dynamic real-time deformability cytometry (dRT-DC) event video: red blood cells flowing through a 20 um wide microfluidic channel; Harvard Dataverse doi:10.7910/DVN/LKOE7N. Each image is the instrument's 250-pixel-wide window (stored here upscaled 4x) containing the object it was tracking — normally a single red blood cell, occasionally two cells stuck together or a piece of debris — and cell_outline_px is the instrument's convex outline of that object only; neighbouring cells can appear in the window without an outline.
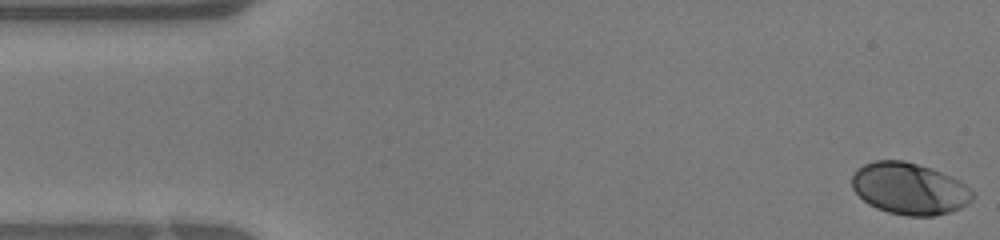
{"species": "human", "species_latin": "Homo sapiens", "temperature_condition": "warm", "stored_images_in_passage": 39, "camera_frame_rate_fps": 3000, "um_per_image_px": 0.085, "donor": {"sex": "female"}, "frame": {"image": 1, "passage_image": 1, "time_ms": 0.0, "image_size_px": [1000, 240], "cell_outline_px": [[972, 200], [960, 208], [948, 212], [932, 216], [908, 216], [888, 212], [876, 208], [868, 204], [852, 188], [852, 176], [856, 168], [864, 164], [876, 160], [904, 160], [932, 168], [964, 184], [972, 192]], "centroid_in_image_um": [77.25, 16.03], "position_along_channel_um": 7.8, "area_um2": 36.07}}
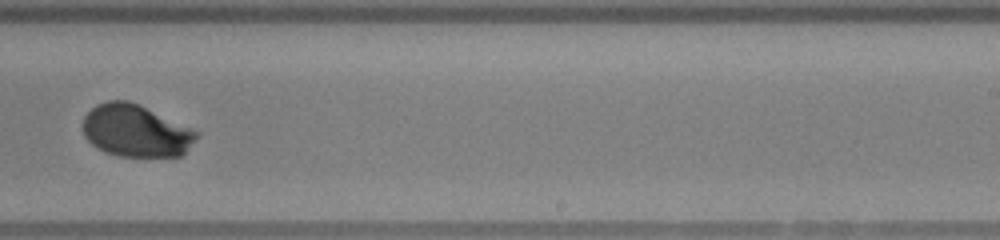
{"frame": {"image": 2, "passage_image": 24, "time_ms": 7.667, "image_size_px": [1000, 240], "cell_outline_px": [[200, 136], [180, 156], [116, 156], [104, 152], [92, 144], [84, 136], [84, 116], [96, 104], [108, 100], [128, 100], [200, 132]], "centroid_in_image_um": [11.53, 11.12], "position_along_channel_um": 277.5, "area_um2": 34.33}}
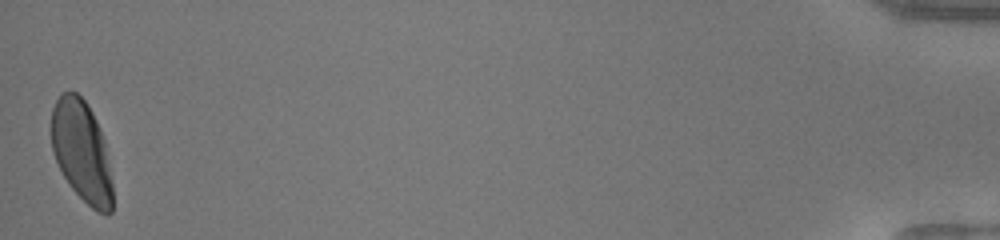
{"frame": {"image": 3, "passage_image": 39, "time_ms": 12.667, "image_size_px": [1000, 240], "cell_outline_px": [[112, 212], [108, 216], [96, 212], [68, 184], [52, 152], [52, 108], [56, 100], [68, 88], [76, 92], [84, 100], [92, 112], [100, 128], [104, 140], [112, 184]], "centroid_in_image_um": [6.94, 12.87], "position_along_channel_um": 428.3, "area_um2": 36.01}}